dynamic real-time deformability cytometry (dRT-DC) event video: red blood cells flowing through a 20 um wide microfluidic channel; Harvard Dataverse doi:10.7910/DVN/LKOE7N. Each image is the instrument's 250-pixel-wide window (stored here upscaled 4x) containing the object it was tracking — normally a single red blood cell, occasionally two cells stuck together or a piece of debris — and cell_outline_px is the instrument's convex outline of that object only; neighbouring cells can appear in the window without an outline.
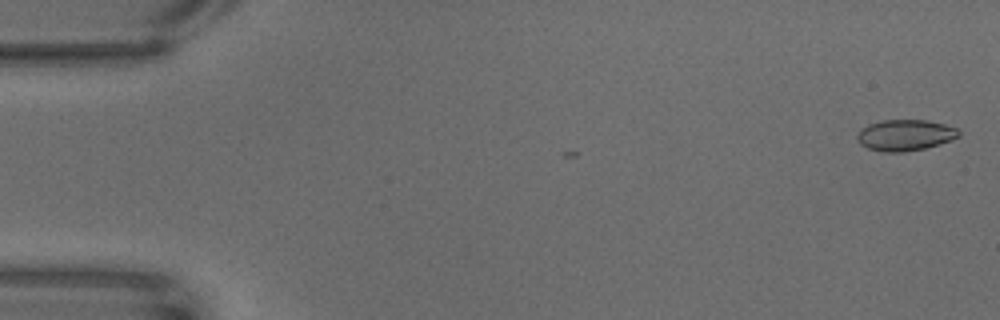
{"species": "common noctule bat (a hibernating species)", "species_latin": "Nyctalus noctula", "temperature_condition": "warm", "stored_images_in_passage": 3, "camera_frame_rate_fps": 3000, "um_per_image_px": 0.085, "animal": {"sex": "male", "body_mass_g": 18.8}, "frame": {"image": 1, "passage_image": 3, "time_ms": 0.667, "image_size_px": [1000, 320], "cell_outline_px": [[960, 136], [952, 140], [924, 148], [904, 152], [884, 152], [868, 148], [860, 144], [856, 136], [868, 124], [884, 120], [928, 120], [944, 124], [956, 128], [960, 132]], "centroid_in_image_um": [76.96, 11.49], "position_along_channel_um": 8.0, "area_um2": 18.26}}